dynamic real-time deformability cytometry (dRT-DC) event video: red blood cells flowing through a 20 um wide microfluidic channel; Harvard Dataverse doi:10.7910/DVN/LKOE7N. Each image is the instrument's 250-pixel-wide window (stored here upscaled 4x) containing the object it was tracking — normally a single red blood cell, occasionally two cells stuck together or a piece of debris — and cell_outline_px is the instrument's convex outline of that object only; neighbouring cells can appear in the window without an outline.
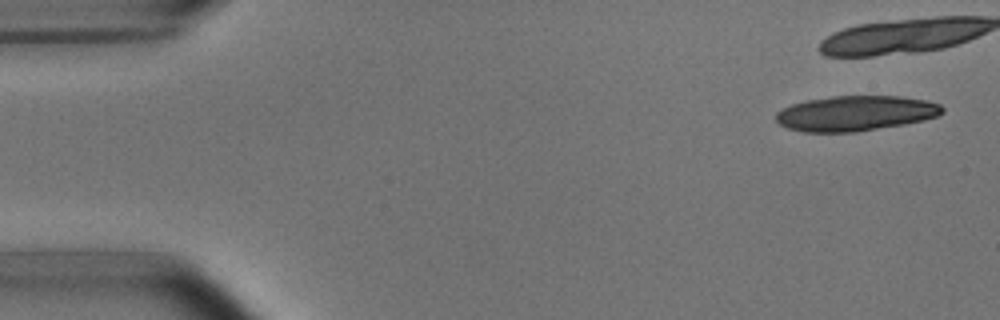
{"species": "common noctule bat (a hibernating species)", "species_latin": "Nyctalus noctula", "temperature_condition": "room temperature", "stored_images_in_passage": 5, "camera_frame_rate_fps": 3000, "um_per_image_px": 0.085, "animal": {"sex": "male", "body_mass_g": 15.6}, "frame": {"image": 1, "passage_image": 1, "time_ms": 0.0, "image_size_px": [1000, 320], "cell_outline_px": [[944, 112], [936, 116], [924, 120], [904, 124], [856, 132], [804, 132], [788, 128], [780, 124], [776, 120], [776, 112], [792, 104], [808, 100], [832, 96], [900, 96], [928, 100], [940, 104], [944, 108]], "centroid_in_image_um": [72.74, 9.63], "position_along_channel_um": 12.3, "area_um2": 34.1}}
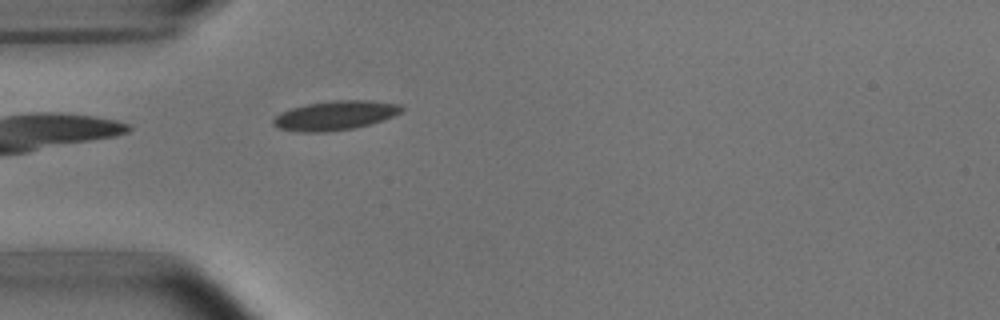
{"frame": {"image": 2, "passage_image": 5, "time_ms": 5.333, "image_size_px": [1000, 320], "cell_outline_px": [[404, 108], [400, 112], [384, 120], [356, 128], [328, 132], [300, 132], [280, 128], [272, 124], [272, 120], [280, 112], [292, 108], [308, 104], [332, 100], [368, 100], [400, 104]], "centroid_in_image_um": [28.49, 9.82], "position_along_channel_um": 56.5, "area_um2": 21.91}}